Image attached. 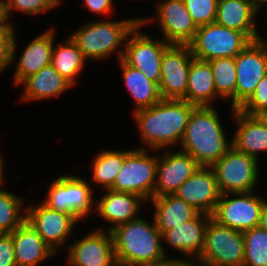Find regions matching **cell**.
<instances>
[{
  "label": "cell",
  "mask_w": 267,
  "mask_h": 266,
  "mask_svg": "<svg viewBox=\"0 0 267 266\" xmlns=\"http://www.w3.org/2000/svg\"><path fill=\"white\" fill-rule=\"evenodd\" d=\"M113 2V0H84V5L92 13H96L97 15H109L113 11Z\"/></svg>",
  "instance_id": "39"
},
{
  "label": "cell",
  "mask_w": 267,
  "mask_h": 266,
  "mask_svg": "<svg viewBox=\"0 0 267 266\" xmlns=\"http://www.w3.org/2000/svg\"><path fill=\"white\" fill-rule=\"evenodd\" d=\"M188 258L187 260L185 258H166L163 261L154 263L152 265L148 266H202L201 264H198L199 262L196 259Z\"/></svg>",
  "instance_id": "40"
},
{
  "label": "cell",
  "mask_w": 267,
  "mask_h": 266,
  "mask_svg": "<svg viewBox=\"0 0 267 266\" xmlns=\"http://www.w3.org/2000/svg\"><path fill=\"white\" fill-rule=\"evenodd\" d=\"M215 106H196L181 140V151L190 154L200 166L211 167L231 147Z\"/></svg>",
  "instance_id": "3"
},
{
  "label": "cell",
  "mask_w": 267,
  "mask_h": 266,
  "mask_svg": "<svg viewBox=\"0 0 267 266\" xmlns=\"http://www.w3.org/2000/svg\"><path fill=\"white\" fill-rule=\"evenodd\" d=\"M200 167L197 161L181 150L158 156L154 197L174 194L178 188Z\"/></svg>",
  "instance_id": "17"
},
{
  "label": "cell",
  "mask_w": 267,
  "mask_h": 266,
  "mask_svg": "<svg viewBox=\"0 0 267 266\" xmlns=\"http://www.w3.org/2000/svg\"><path fill=\"white\" fill-rule=\"evenodd\" d=\"M265 201V198L255 195L254 191L221 194L211 217L223 226L244 232L259 226Z\"/></svg>",
  "instance_id": "11"
},
{
  "label": "cell",
  "mask_w": 267,
  "mask_h": 266,
  "mask_svg": "<svg viewBox=\"0 0 267 266\" xmlns=\"http://www.w3.org/2000/svg\"><path fill=\"white\" fill-rule=\"evenodd\" d=\"M138 23H140L138 17L121 21H91L70 36L85 59L101 61L117 52L118 60H120L124 52L122 44L126 43L128 35ZM120 47L122 49H119Z\"/></svg>",
  "instance_id": "4"
},
{
  "label": "cell",
  "mask_w": 267,
  "mask_h": 266,
  "mask_svg": "<svg viewBox=\"0 0 267 266\" xmlns=\"http://www.w3.org/2000/svg\"><path fill=\"white\" fill-rule=\"evenodd\" d=\"M16 31L14 24L0 23V74L16 59Z\"/></svg>",
  "instance_id": "35"
},
{
  "label": "cell",
  "mask_w": 267,
  "mask_h": 266,
  "mask_svg": "<svg viewBox=\"0 0 267 266\" xmlns=\"http://www.w3.org/2000/svg\"><path fill=\"white\" fill-rule=\"evenodd\" d=\"M118 266H148L167 258L155 221L138 217L111 230Z\"/></svg>",
  "instance_id": "2"
},
{
  "label": "cell",
  "mask_w": 267,
  "mask_h": 266,
  "mask_svg": "<svg viewBox=\"0 0 267 266\" xmlns=\"http://www.w3.org/2000/svg\"><path fill=\"white\" fill-rule=\"evenodd\" d=\"M217 97L210 63L194 58L189 68L187 93L182 100L195 106H212L211 101Z\"/></svg>",
  "instance_id": "27"
},
{
  "label": "cell",
  "mask_w": 267,
  "mask_h": 266,
  "mask_svg": "<svg viewBox=\"0 0 267 266\" xmlns=\"http://www.w3.org/2000/svg\"><path fill=\"white\" fill-rule=\"evenodd\" d=\"M4 159L3 157L0 155V187L4 184Z\"/></svg>",
  "instance_id": "43"
},
{
  "label": "cell",
  "mask_w": 267,
  "mask_h": 266,
  "mask_svg": "<svg viewBox=\"0 0 267 266\" xmlns=\"http://www.w3.org/2000/svg\"><path fill=\"white\" fill-rule=\"evenodd\" d=\"M68 249L70 266H118L114 254L111 231L95 229L83 238L74 241Z\"/></svg>",
  "instance_id": "16"
},
{
  "label": "cell",
  "mask_w": 267,
  "mask_h": 266,
  "mask_svg": "<svg viewBox=\"0 0 267 266\" xmlns=\"http://www.w3.org/2000/svg\"><path fill=\"white\" fill-rule=\"evenodd\" d=\"M236 109L254 93L257 84L267 75V40L251 41L236 57Z\"/></svg>",
  "instance_id": "12"
},
{
  "label": "cell",
  "mask_w": 267,
  "mask_h": 266,
  "mask_svg": "<svg viewBox=\"0 0 267 266\" xmlns=\"http://www.w3.org/2000/svg\"><path fill=\"white\" fill-rule=\"evenodd\" d=\"M105 193L99 197L95 204L94 212H97L105 222L111 225L106 229L111 231L116 226L138 218L141 204L146 200L137 194L127 192H116L111 189L104 190Z\"/></svg>",
  "instance_id": "20"
},
{
  "label": "cell",
  "mask_w": 267,
  "mask_h": 266,
  "mask_svg": "<svg viewBox=\"0 0 267 266\" xmlns=\"http://www.w3.org/2000/svg\"><path fill=\"white\" fill-rule=\"evenodd\" d=\"M211 218V215L199 213L194 219L165 231L162 234V242L197 260L202 253L205 230Z\"/></svg>",
  "instance_id": "21"
},
{
  "label": "cell",
  "mask_w": 267,
  "mask_h": 266,
  "mask_svg": "<svg viewBox=\"0 0 267 266\" xmlns=\"http://www.w3.org/2000/svg\"><path fill=\"white\" fill-rule=\"evenodd\" d=\"M138 23L130 32L124 45L122 60L129 66L141 70L144 75L157 85L161 77V63L164 52L171 46L164 39L153 40L140 29ZM140 31V32H139Z\"/></svg>",
  "instance_id": "10"
},
{
  "label": "cell",
  "mask_w": 267,
  "mask_h": 266,
  "mask_svg": "<svg viewBox=\"0 0 267 266\" xmlns=\"http://www.w3.org/2000/svg\"><path fill=\"white\" fill-rule=\"evenodd\" d=\"M157 156H150L146 147L131 150L123 160L113 186L116 192L137 194L146 201L154 197Z\"/></svg>",
  "instance_id": "7"
},
{
  "label": "cell",
  "mask_w": 267,
  "mask_h": 266,
  "mask_svg": "<svg viewBox=\"0 0 267 266\" xmlns=\"http://www.w3.org/2000/svg\"><path fill=\"white\" fill-rule=\"evenodd\" d=\"M267 127V109H264L255 115Z\"/></svg>",
  "instance_id": "42"
},
{
  "label": "cell",
  "mask_w": 267,
  "mask_h": 266,
  "mask_svg": "<svg viewBox=\"0 0 267 266\" xmlns=\"http://www.w3.org/2000/svg\"><path fill=\"white\" fill-rule=\"evenodd\" d=\"M90 185L79 176L61 175L51 183L47 197L40 202L55 211L73 215L79 221L95 208L94 190Z\"/></svg>",
  "instance_id": "6"
},
{
  "label": "cell",
  "mask_w": 267,
  "mask_h": 266,
  "mask_svg": "<svg viewBox=\"0 0 267 266\" xmlns=\"http://www.w3.org/2000/svg\"><path fill=\"white\" fill-rule=\"evenodd\" d=\"M61 0H9L2 7V17L3 20L8 22L9 24H13L9 18L13 14L12 11H20L21 13H25L27 15H35L45 13L46 11H50L53 8L59 6ZM12 13V14H11Z\"/></svg>",
  "instance_id": "34"
},
{
  "label": "cell",
  "mask_w": 267,
  "mask_h": 266,
  "mask_svg": "<svg viewBox=\"0 0 267 266\" xmlns=\"http://www.w3.org/2000/svg\"><path fill=\"white\" fill-rule=\"evenodd\" d=\"M261 8H263L264 4H267V0H254Z\"/></svg>",
  "instance_id": "44"
},
{
  "label": "cell",
  "mask_w": 267,
  "mask_h": 266,
  "mask_svg": "<svg viewBox=\"0 0 267 266\" xmlns=\"http://www.w3.org/2000/svg\"><path fill=\"white\" fill-rule=\"evenodd\" d=\"M195 107L185 100L162 99L149 108L133 112L142 143L155 152L179 145Z\"/></svg>",
  "instance_id": "1"
},
{
  "label": "cell",
  "mask_w": 267,
  "mask_h": 266,
  "mask_svg": "<svg viewBox=\"0 0 267 266\" xmlns=\"http://www.w3.org/2000/svg\"><path fill=\"white\" fill-rule=\"evenodd\" d=\"M87 60L76 42L68 36L58 47L53 46L51 65L73 87L77 84L78 74L82 72Z\"/></svg>",
  "instance_id": "29"
},
{
  "label": "cell",
  "mask_w": 267,
  "mask_h": 266,
  "mask_svg": "<svg viewBox=\"0 0 267 266\" xmlns=\"http://www.w3.org/2000/svg\"><path fill=\"white\" fill-rule=\"evenodd\" d=\"M54 37L55 28L52 27L28 43L21 56L18 57L19 60L13 76L15 85H20L25 78L51 64Z\"/></svg>",
  "instance_id": "22"
},
{
  "label": "cell",
  "mask_w": 267,
  "mask_h": 266,
  "mask_svg": "<svg viewBox=\"0 0 267 266\" xmlns=\"http://www.w3.org/2000/svg\"><path fill=\"white\" fill-rule=\"evenodd\" d=\"M151 202H153L155 210L153 211V220L161 234L176 225L194 219L200 213L174 194L153 197Z\"/></svg>",
  "instance_id": "26"
},
{
  "label": "cell",
  "mask_w": 267,
  "mask_h": 266,
  "mask_svg": "<svg viewBox=\"0 0 267 266\" xmlns=\"http://www.w3.org/2000/svg\"><path fill=\"white\" fill-rule=\"evenodd\" d=\"M245 254L243 266H267V229L256 226L243 232Z\"/></svg>",
  "instance_id": "33"
},
{
  "label": "cell",
  "mask_w": 267,
  "mask_h": 266,
  "mask_svg": "<svg viewBox=\"0 0 267 266\" xmlns=\"http://www.w3.org/2000/svg\"><path fill=\"white\" fill-rule=\"evenodd\" d=\"M123 74V81L134 101L133 111L149 108L162 100L158 85L150 81L141 70L118 60Z\"/></svg>",
  "instance_id": "28"
},
{
  "label": "cell",
  "mask_w": 267,
  "mask_h": 266,
  "mask_svg": "<svg viewBox=\"0 0 267 266\" xmlns=\"http://www.w3.org/2000/svg\"><path fill=\"white\" fill-rule=\"evenodd\" d=\"M155 10L156 19L140 18L143 26L154 20L158 22L163 39L170 45H189L192 42L197 27L183 0H163L157 4Z\"/></svg>",
  "instance_id": "13"
},
{
  "label": "cell",
  "mask_w": 267,
  "mask_h": 266,
  "mask_svg": "<svg viewBox=\"0 0 267 266\" xmlns=\"http://www.w3.org/2000/svg\"><path fill=\"white\" fill-rule=\"evenodd\" d=\"M196 27L215 23L218 0H183Z\"/></svg>",
  "instance_id": "36"
},
{
  "label": "cell",
  "mask_w": 267,
  "mask_h": 266,
  "mask_svg": "<svg viewBox=\"0 0 267 266\" xmlns=\"http://www.w3.org/2000/svg\"><path fill=\"white\" fill-rule=\"evenodd\" d=\"M250 42L243 32L210 23L197 28L189 47L195 59L209 61L236 57Z\"/></svg>",
  "instance_id": "9"
},
{
  "label": "cell",
  "mask_w": 267,
  "mask_h": 266,
  "mask_svg": "<svg viewBox=\"0 0 267 266\" xmlns=\"http://www.w3.org/2000/svg\"><path fill=\"white\" fill-rule=\"evenodd\" d=\"M23 200L0 187V234L12 233L26 220V208H21Z\"/></svg>",
  "instance_id": "32"
},
{
  "label": "cell",
  "mask_w": 267,
  "mask_h": 266,
  "mask_svg": "<svg viewBox=\"0 0 267 266\" xmlns=\"http://www.w3.org/2000/svg\"><path fill=\"white\" fill-rule=\"evenodd\" d=\"M3 21V17H2V8L0 7V23Z\"/></svg>",
  "instance_id": "46"
},
{
  "label": "cell",
  "mask_w": 267,
  "mask_h": 266,
  "mask_svg": "<svg viewBox=\"0 0 267 266\" xmlns=\"http://www.w3.org/2000/svg\"><path fill=\"white\" fill-rule=\"evenodd\" d=\"M10 234L16 266H38L56 253L26 220Z\"/></svg>",
  "instance_id": "23"
},
{
  "label": "cell",
  "mask_w": 267,
  "mask_h": 266,
  "mask_svg": "<svg viewBox=\"0 0 267 266\" xmlns=\"http://www.w3.org/2000/svg\"><path fill=\"white\" fill-rule=\"evenodd\" d=\"M0 266H16L13 240L10 233L0 234Z\"/></svg>",
  "instance_id": "38"
},
{
  "label": "cell",
  "mask_w": 267,
  "mask_h": 266,
  "mask_svg": "<svg viewBox=\"0 0 267 266\" xmlns=\"http://www.w3.org/2000/svg\"><path fill=\"white\" fill-rule=\"evenodd\" d=\"M26 207V221L40 234L44 242L56 253L73 236L77 219L70 214L48 208L42 202Z\"/></svg>",
  "instance_id": "15"
},
{
  "label": "cell",
  "mask_w": 267,
  "mask_h": 266,
  "mask_svg": "<svg viewBox=\"0 0 267 266\" xmlns=\"http://www.w3.org/2000/svg\"><path fill=\"white\" fill-rule=\"evenodd\" d=\"M200 213L212 215L220 199L215 173L211 167L200 166L174 193Z\"/></svg>",
  "instance_id": "18"
},
{
  "label": "cell",
  "mask_w": 267,
  "mask_h": 266,
  "mask_svg": "<svg viewBox=\"0 0 267 266\" xmlns=\"http://www.w3.org/2000/svg\"><path fill=\"white\" fill-rule=\"evenodd\" d=\"M259 160L237 151L233 146L216 162L213 169L221 194L248 193L259 181Z\"/></svg>",
  "instance_id": "8"
},
{
  "label": "cell",
  "mask_w": 267,
  "mask_h": 266,
  "mask_svg": "<svg viewBox=\"0 0 267 266\" xmlns=\"http://www.w3.org/2000/svg\"><path fill=\"white\" fill-rule=\"evenodd\" d=\"M9 0H0V7L2 8Z\"/></svg>",
  "instance_id": "45"
},
{
  "label": "cell",
  "mask_w": 267,
  "mask_h": 266,
  "mask_svg": "<svg viewBox=\"0 0 267 266\" xmlns=\"http://www.w3.org/2000/svg\"><path fill=\"white\" fill-rule=\"evenodd\" d=\"M259 226L264 227L267 229V200L264 202L262 206V210L260 213V222Z\"/></svg>",
  "instance_id": "41"
},
{
  "label": "cell",
  "mask_w": 267,
  "mask_h": 266,
  "mask_svg": "<svg viewBox=\"0 0 267 266\" xmlns=\"http://www.w3.org/2000/svg\"><path fill=\"white\" fill-rule=\"evenodd\" d=\"M267 109V75L257 84L251 97L238 109L244 114L255 116Z\"/></svg>",
  "instance_id": "37"
},
{
  "label": "cell",
  "mask_w": 267,
  "mask_h": 266,
  "mask_svg": "<svg viewBox=\"0 0 267 266\" xmlns=\"http://www.w3.org/2000/svg\"><path fill=\"white\" fill-rule=\"evenodd\" d=\"M22 84L24 92L20 100L23 102L53 98L73 87L51 64L25 78Z\"/></svg>",
  "instance_id": "25"
},
{
  "label": "cell",
  "mask_w": 267,
  "mask_h": 266,
  "mask_svg": "<svg viewBox=\"0 0 267 266\" xmlns=\"http://www.w3.org/2000/svg\"><path fill=\"white\" fill-rule=\"evenodd\" d=\"M245 242L243 232L209 220L204 247L197 261L202 266H243Z\"/></svg>",
  "instance_id": "5"
},
{
  "label": "cell",
  "mask_w": 267,
  "mask_h": 266,
  "mask_svg": "<svg viewBox=\"0 0 267 266\" xmlns=\"http://www.w3.org/2000/svg\"><path fill=\"white\" fill-rule=\"evenodd\" d=\"M261 9L254 0H218L215 23L243 32L255 41L262 38L255 24Z\"/></svg>",
  "instance_id": "19"
},
{
  "label": "cell",
  "mask_w": 267,
  "mask_h": 266,
  "mask_svg": "<svg viewBox=\"0 0 267 266\" xmlns=\"http://www.w3.org/2000/svg\"><path fill=\"white\" fill-rule=\"evenodd\" d=\"M193 59L189 45H171L164 52L158 84L162 99L182 100L186 96L189 68Z\"/></svg>",
  "instance_id": "14"
},
{
  "label": "cell",
  "mask_w": 267,
  "mask_h": 266,
  "mask_svg": "<svg viewBox=\"0 0 267 266\" xmlns=\"http://www.w3.org/2000/svg\"><path fill=\"white\" fill-rule=\"evenodd\" d=\"M237 124L232 146L239 152L257 160L260 152H267V127L256 117L244 114L238 109L231 110Z\"/></svg>",
  "instance_id": "24"
},
{
  "label": "cell",
  "mask_w": 267,
  "mask_h": 266,
  "mask_svg": "<svg viewBox=\"0 0 267 266\" xmlns=\"http://www.w3.org/2000/svg\"><path fill=\"white\" fill-rule=\"evenodd\" d=\"M208 62L212 67L216 95L224 99H231V109H236L235 57L211 59Z\"/></svg>",
  "instance_id": "30"
},
{
  "label": "cell",
  "mask_w": 267,
  "mask_h": 266,
  "mask_svg": "<svg viewBox=\"0 0 267 266\" xmlns=\"http://www.w3.org/2000/svg\"><path fill=\"white\" fill-rule=\"evenodd\" d=\"M131 150H105L95 156L91 164L93 182L100 184L104 190L110 189L120 172L124 157Z\"/></svg>",
  "instance_id": "31"
}]
</instances>
